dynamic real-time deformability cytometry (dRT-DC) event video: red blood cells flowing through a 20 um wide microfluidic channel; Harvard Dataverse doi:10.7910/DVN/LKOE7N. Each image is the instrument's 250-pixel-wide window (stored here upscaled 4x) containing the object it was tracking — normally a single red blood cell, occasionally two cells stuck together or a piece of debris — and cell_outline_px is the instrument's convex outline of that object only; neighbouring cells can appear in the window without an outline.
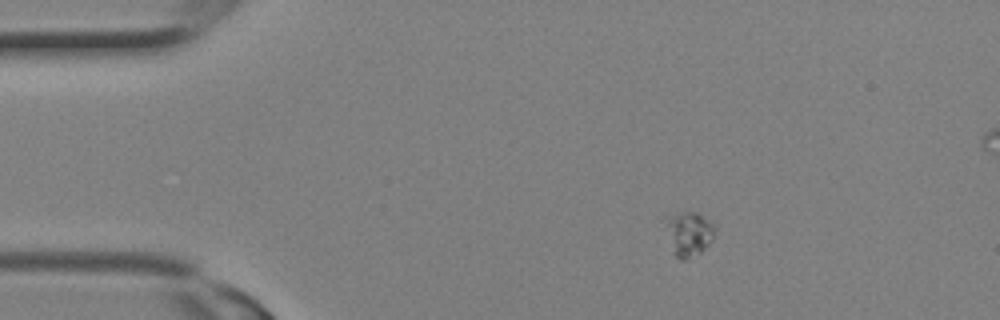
{"species": "Egyptian fruit bat (a non-hibernating species)", "species_latin": "Rousettus aegyptiacus", "temperature_condition": "room temperature", "stored_images_in_passage": 2, "camera_frame_rate_fps": 3000, "um_per_image_px": 0.085, "animal": {"sex": "female"}, "frame": {"image": 1, "passage_image": 1, "time_ms": 0.0, "image_size_px": [1000, 320], "cell_outline_px": [[716, 228], [712, 240], [700, 252], [684, 260], [680, 260], [676, 256], [664, 216], [684, 212], [696, 212], [712, 224]], "centroid_in_image_um": [58.57, 19.84], "position_along_channel_um": 26.4, "area_um2": 12.08}}
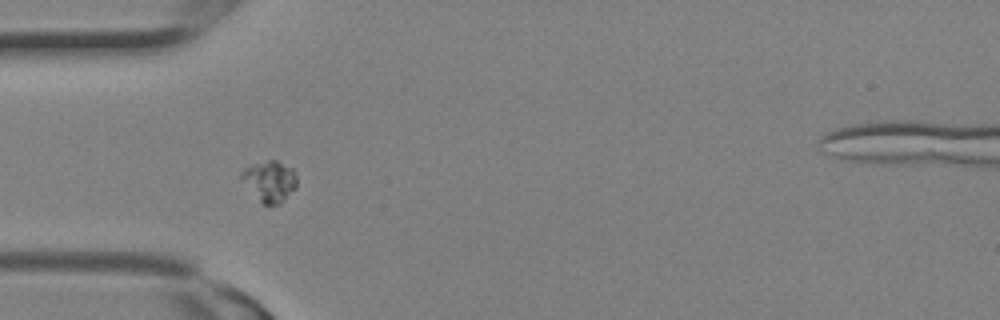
{"frame": {"image": 2, "passage_image": 2, "time_ms": 0.333, "image_size_px": [1000, 320], "cell_outline_px": [[296, 188], [280, 204], [260, 204], [240, 180], [240, 176], [244, 168], [252, 164], [268, 160], [276, 160], [292, 168], [296, 176]], "centroid_in_image_um": [22.89, 15.42], "position_along_channel_um": 62.1, "area_um2": 13.41}}